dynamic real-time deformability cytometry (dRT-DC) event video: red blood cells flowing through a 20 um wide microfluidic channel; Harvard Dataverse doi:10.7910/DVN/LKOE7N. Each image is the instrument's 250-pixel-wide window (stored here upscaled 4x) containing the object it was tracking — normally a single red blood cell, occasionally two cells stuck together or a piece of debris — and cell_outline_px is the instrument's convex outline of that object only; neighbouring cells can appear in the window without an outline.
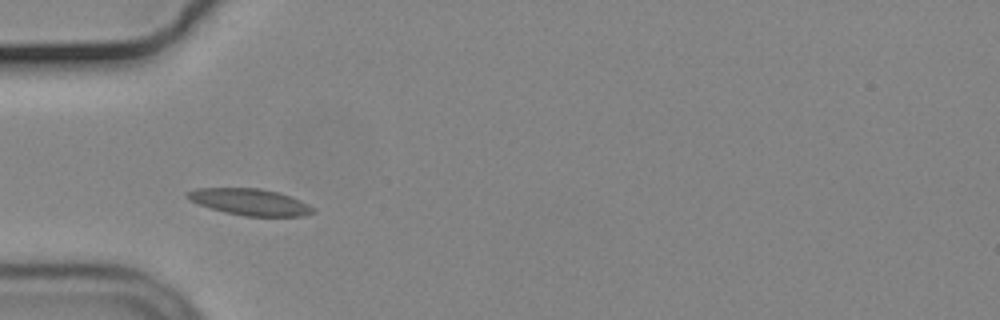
{"species": "common noctule bat (a hibernating species)", "species_latin": "Nyctalus noctula", "temperature_condition": "cold", "stored_images_in_passage": 16, "camera_frame_rate_fps": 3000, "um_per_image_px": 0.085, "animal": {"sex": "male", "body_mass_g": 19.2, "forearm_length_mm": 51.8}, "frame": {"image": 1, "passage_image": 3, "time_ms": 0.667, "image_size_px": [1000, 320], "cell_outline_px": [[316, 212], [304, 216], [244, 216], [224, 212], [188, 200], [184, 196], [188, 192], [196, 188], [260, 188], [280, 192], [300, 200], [316, 208]], "centroid_in_image_um": [21.28, 17.16], "position_along_channel_um": 63.7, "area_um2": 19.54}}
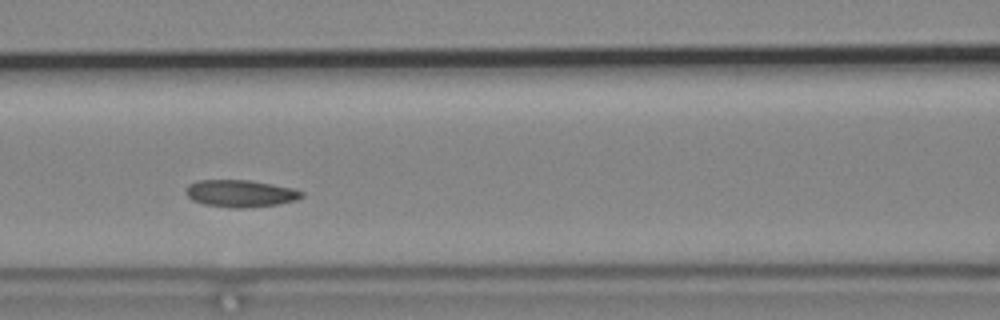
{"frame": {"image": 2, "passage_image": 10, "time_ms": 3.0, "image_size_px": [1000, 320], "cell_outline_px": [[304, 196], [296, 200], [276, 204], [244, 208], [236, 208], [204, 204], [192, 200], [184, 192], [184, 188], [188, 184], [196, 180], [248, 180], [272, 184], [292, 188], [304, 192]], "centroid_in_image_um": [20.39, 16.43], "position_along_channel_um": 146.2, "area_um2": 18.32}}
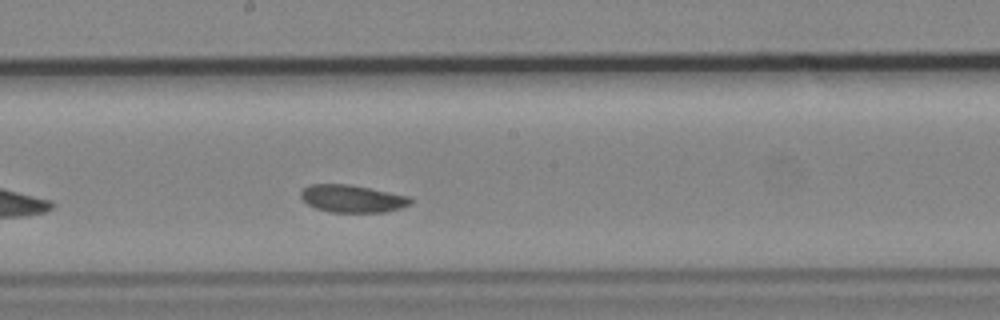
{"frame": {"image": 3, "passage_image": 16, "time_ms": 5.0, "image_size_px": [1000, 320], "cell_outline_px": [[412, 204], [400, 208], [384, 212], [328, 212], [316, 208], [308, 204], [300, 196], [300, 192], [308, 184], [352, 184], [408, 196], [412, 200]], "centroid_in_image_um": [29.93, 16.88], "position_along_channel_um": 218.3, "area_um2": 17.63}}